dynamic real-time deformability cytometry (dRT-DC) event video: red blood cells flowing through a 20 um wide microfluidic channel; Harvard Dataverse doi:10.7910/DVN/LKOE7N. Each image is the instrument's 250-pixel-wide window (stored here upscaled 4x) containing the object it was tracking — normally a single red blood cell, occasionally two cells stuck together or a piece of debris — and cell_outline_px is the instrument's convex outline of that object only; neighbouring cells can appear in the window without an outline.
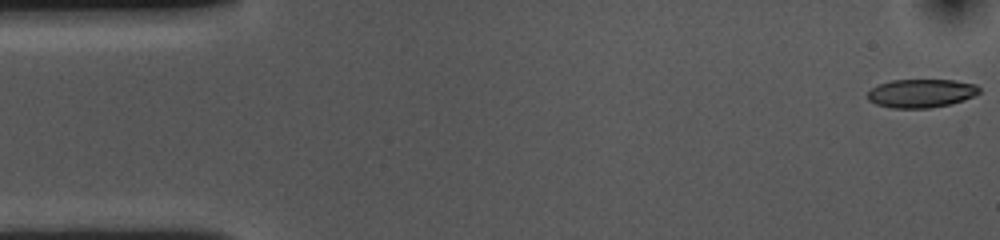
{"species": "common noctule bat (a hibernating species)", "species_latin": "Nyctalus noctula", "temperature_condition": "cold", "stored_images_in_passage": 54, "camera_frame_rate_fps": 3000, "um_per_image_px": 0.085, "animal": {"sex": "female", "body_mass_g": 10.0, "forearm_length_mm": 53.1}, "frame": {"image": 1, "passage_image": 1, "time_ms": 0.0, "image_size_px": [1000, 240], "cell_outline_px": [[980, 92], [964, 100], [952, 104], [928, 108], [892, 108], [876, 104], [868, 100], [868, 92], [872, 88], [880, 84], [892, 80], [952, 80], [976, 84], [980, 88]], "centroid_in_image_um": [78.31, 7.93], "position_along_channel_um": 6.7, "area_um2": 18.5}}
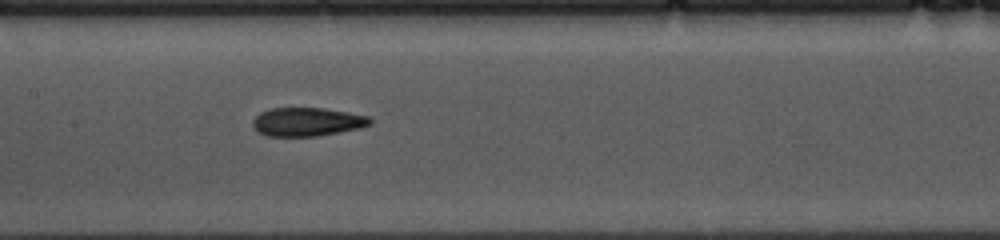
{"frame": {"image": 2, "passage_image": 25, "time_ms": 8.0, "image_size_px": [1000, 240], "cell_outline_px": [[372, 124], [360, 128], [316, 136], [268, 136], [260, 132], [252, 124], [252, 120], [260, 112], [268, 108], [324, 108], [348, 112], [368, 116], [372, 120]], "centroid_in_image_um": [26.11, 10.34], "position_along_channel_um": 181.3, "area_um2": 19.48}}
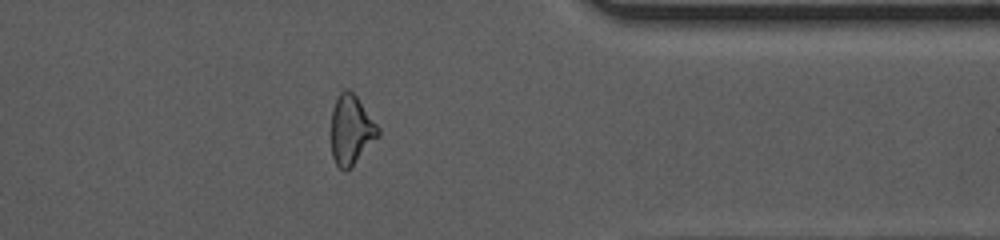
{"frame": {"image": 3, "passage_image": 43, "time_ms": 14.0, "image_size_px": [1000, 240], "cell_outline_px": [[380, 136], [344, 172], [336, 164], [332, 156], [332, 108], [340, 92], [344, 88], [348, 88], [356, 96], [380, 128]], "centroid_in_image_um": [29.85, 11.01], "position_along_channel_um": 381.5, "area_um2": 18.73}, "authors_computed_cell_mechanics": {"area_um2": 19.9121, "velocity_mm_per_s": 3.6096, "shape_relaxation_time_tau1_ms": 5.602, "shape_relaxation_time_tau2_ms": 2.9312, "deformation_change_tau1": 0.165, "deformation_change_tau2": 0.115}}